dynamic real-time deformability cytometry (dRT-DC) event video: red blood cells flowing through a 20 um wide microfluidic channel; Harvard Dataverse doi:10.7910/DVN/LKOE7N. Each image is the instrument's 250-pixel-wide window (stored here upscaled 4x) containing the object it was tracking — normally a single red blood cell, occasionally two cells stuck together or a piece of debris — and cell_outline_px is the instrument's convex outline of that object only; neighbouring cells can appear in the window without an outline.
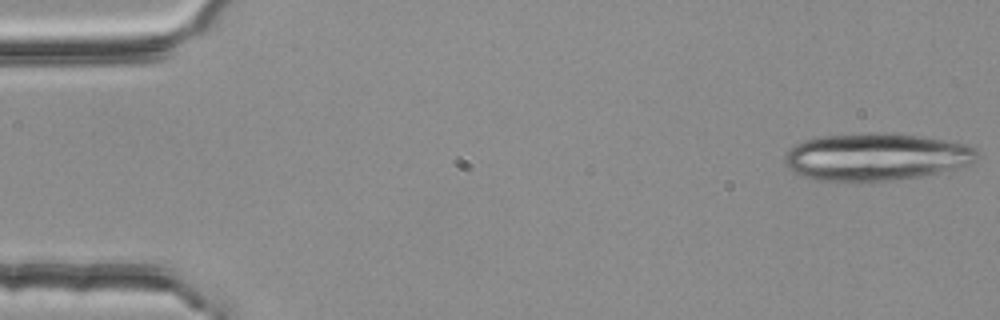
{"species": "common noctule bat (a hibernating species)", "species_latin": "Nyctalus noctula", "temperature_condition": "room temperature", "stored_images_in_passage": 16, "camera_frame_rate_fps": 3000, "um_per_image_px": 0.085, "animal": {"sex": "female", "body_mass_g": 25.1}, "frame": {"image": 1, "passage_image": 1, "time_ms": 0.0, "image_size_px": [1000, 320], "cell_outline_px": [[980, 160], [972, 164], [956, 168], [920, 176], [868, 184], [812, 180], [800, 176], [792, 172], [784, 164], [784, 156], [792, 144], [804, 140], [820, 136], [916, 136], [944, 140], [964, 144], [976, 148]], "centroid_in_image_um": [74.39, 13.42], "position_along_channel_um": 10.6, "area_um2": 52.94}}